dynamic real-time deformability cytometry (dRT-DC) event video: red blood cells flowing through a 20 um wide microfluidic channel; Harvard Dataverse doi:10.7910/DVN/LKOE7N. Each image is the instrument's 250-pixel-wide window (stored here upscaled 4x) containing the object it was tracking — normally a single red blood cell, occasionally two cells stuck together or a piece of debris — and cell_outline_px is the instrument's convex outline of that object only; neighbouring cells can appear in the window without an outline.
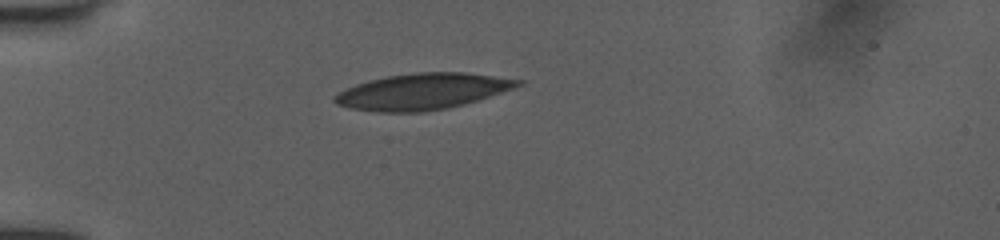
{"species": "human", "species_latin": "Homo sapiens", "temperature_condition": "room temperature", "stored_images_in_passage": 38, "camera_frame_rate_fps": 3000, "um_per_image_px": 0.085, "donor": {"sex": "female"}, "frame": {"image": 1, "passage_image": 1, "time_ms": 0.0, "image_size_px": [1000, 240], "cell_outline_px": [[524, 84], [464, 104], [424, 112], [380, 112], [352, 108], [336, 104], [332, 100], [332, 96], [356, 84], [388, 76], [420, 72], [464, 72], [524, 80]], "centroid_in_image_um": [35.9, 7.77], "position_along_channel_um": 49.1, "area_um2": 37.97}}
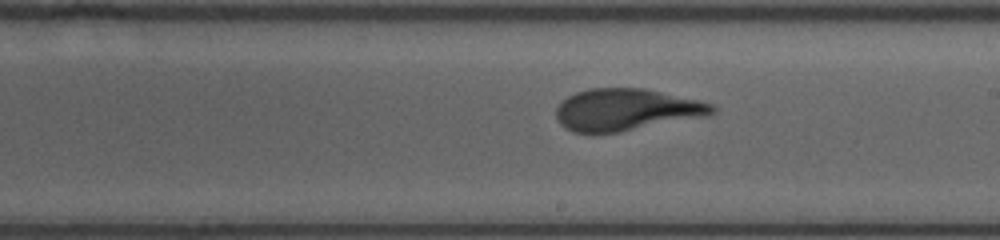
{"frame": {"image": 2, "passage_image": 17, "time_ms": 5.333, "image_size_px": [1000, 240], "cell_outline_px": [[716, 112], [708, 116], [620, 132], [572, 132], [564, 128], [560, 124], [556, 116], [556, 108], [568, 96], [576, 92], [588, 88], [644, 88], [696, 100], [712, 104], [716, 108]], "centroid_in_image_um": [53.23, 9.33], "position_along_channel_um": 235.8, "area_um2": 37.97}}
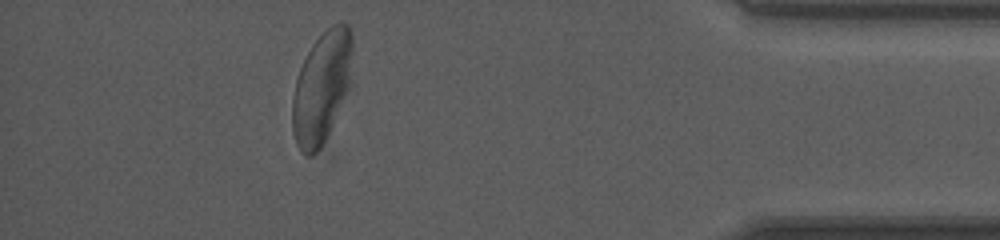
{"frame": {"image": 3, "passage_image": 33, "time_ms": 10.667, "image_size_px": [1000, 240], "cell_outline_px": [[356, 84], [320, 148], [312, 156], [304, 156], [296, 144], [292, 128], [292, 100], [296, 80], [300, 68], [312, 44], [332, 24], [348, 24], [352, 32]], "centroid_in_image_um": [27.44, 7.43], "position_along_channel_um": 407.8, "area_um2": 40.81}, "authors_computed_cell_mechanics": {"area_um2": 38.7549, "velocity_mm_per_s": 3.9642, "shape_relaxation_time_tau1_ms": 4.9596, "shape_relaxation_time_tau2_ms": 0.7422, "deformation_change_tau1": 0.1903, "deformation_change_tau2": 0.076}}